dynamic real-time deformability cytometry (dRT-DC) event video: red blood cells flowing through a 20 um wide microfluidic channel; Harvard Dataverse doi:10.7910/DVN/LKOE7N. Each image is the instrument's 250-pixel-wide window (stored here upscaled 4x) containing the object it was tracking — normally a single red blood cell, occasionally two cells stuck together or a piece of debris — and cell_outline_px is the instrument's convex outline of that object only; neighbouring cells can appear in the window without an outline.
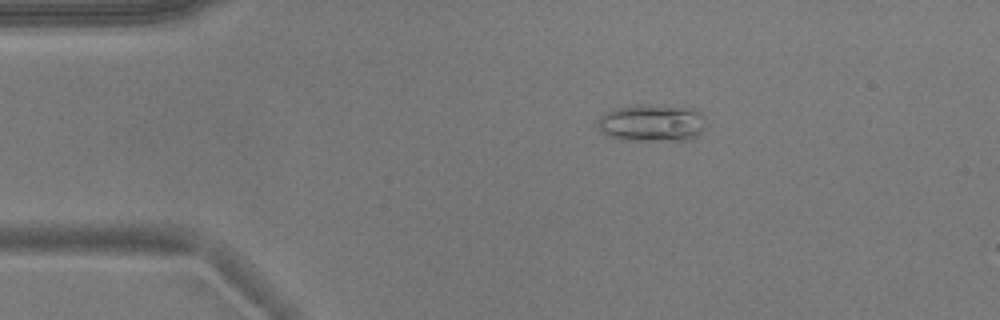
{"species": "common noctule bat (a hibernating species)", "species_latin": "Nyctalus noctula", "temperature_condition": "warm", "stored_images_in_passage": 5, "camera_frame_rate_fps": 3000, "um_per_image_px": 0.085, "animal": {"sex": "male", "body_mass_g": 17.9}, "frame": {"image": 1, "passage_image": 3, "time_ms": 2.333, "image_size_px": [1000, 320], "cell_outline_px": [[704, 120], [700, 132], [696, 136], [688, 140], [620, 140], [608, 136], [596, 124], [600, 116], [604, 112], [616, 108], [636, 104], [648, 104], [696, 108], [704, 116]], "centroid_in_image_um": [55.39, 10.43], "position_along_channel_um": 29.6, "area_um2": 23.64}}